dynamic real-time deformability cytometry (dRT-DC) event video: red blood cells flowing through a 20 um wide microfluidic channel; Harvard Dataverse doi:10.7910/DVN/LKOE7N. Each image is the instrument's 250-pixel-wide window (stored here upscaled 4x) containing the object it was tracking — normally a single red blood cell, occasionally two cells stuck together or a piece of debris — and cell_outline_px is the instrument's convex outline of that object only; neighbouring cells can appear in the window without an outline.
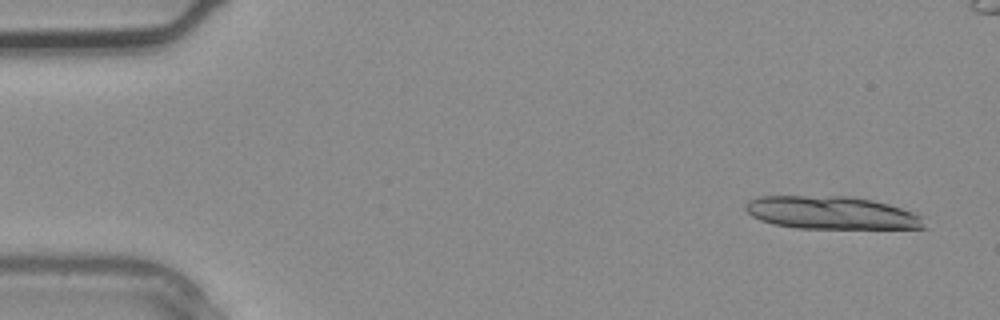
{"species": "common noctule bat (a hibernating species)", "species_latin": "Nyctalus noctula", "temperature_condition": "warm", "stored_images_in_passage": 3, "camera_frame_rate_fps": 3000, "um_per_image_px": 0.085, "animal": {"sex": "male", "body_mass_g": 20.4}, "frame": {"image": 1, "passage_image": 1, "time_ms": 0.0, "image_size_px": [1000, 320], "cell_outline_px": [[928, 228], [796, 228], [772, 224], [760, 220], [752, 216], [744, 208], [744, 204], [748, 200], [760, 196], [848, 196], [872, 200], [888, 204], [916, 212], [920, 216]], "centroid_in_image_um": [70.65, 18.08], "position_along_channel_um": 14.4, "area_um2": 34.33}}